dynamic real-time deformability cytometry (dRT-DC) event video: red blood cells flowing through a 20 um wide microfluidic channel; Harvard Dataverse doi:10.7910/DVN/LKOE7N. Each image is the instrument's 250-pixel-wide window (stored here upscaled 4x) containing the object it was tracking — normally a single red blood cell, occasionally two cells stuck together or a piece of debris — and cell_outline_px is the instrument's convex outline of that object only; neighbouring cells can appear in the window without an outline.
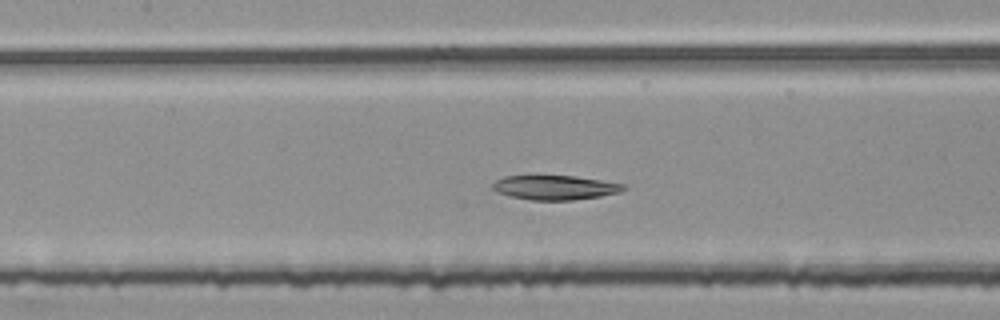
{"species": "common noctule bat (a hibernating species)", "species_latin": "Nyctalus noctula", "temperature_condition": "room temperature", "stored_images_in_passage": 37, "camera_frame_rate_fps": 3000, "um_per_image_px": 0.085, "animal": {"sex": "female", "body_mass_g": 25.1}, "frame": {"image": 1, "passage_image": 10, "time_ms": 3.0, "image_size_px": [1000, 320], "cell_outline_px": [[628, 188], [620, 192], [600, 196], [572, 200], [532, 200], [512, 196], [496, 192], [492, 188], [492, 184], [496, 180], [504, 176], [532, 172], [536, 172], [576, 176], [628, 184]], "centroid_in_image_um": [47.15, 15.87], "position_along_channel_um": 160.3, "area_um2": 19.77}}
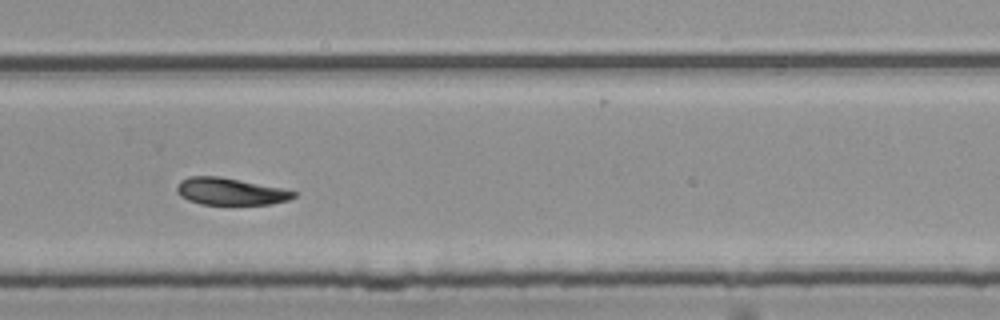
{"frame": {"image": 2, "passage_image": 22, "time_ms": 7.0, "image_size_px": [1000, 320], "cell_outline_px": [[296, 196], [288, 200], [272, 204], [200, 204], [188, 200], [180, 196], [176, 192], [176, 188], [180, 180], [188, 176], [220, 176], [280, 188], [296, 192]], "centroid_in_image_um": [19.53, 16.27], "position_along_channel_um": 310.3, "area_um2": 18.32}}
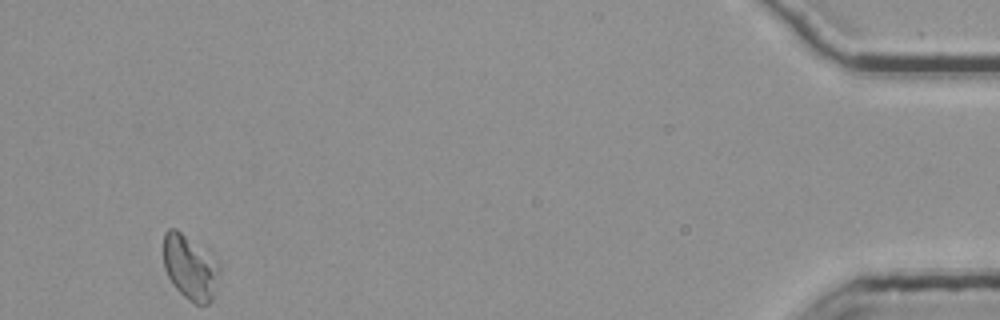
{"frame": {"image": 3, "passage_image": 37, "time_ms": 12.0, "image_size_px": [1000, 320], "cell_outline_px": [[220, 272], [212, 300], [208, 304], [196, 304], [188, 300], [172, 284], [164, 268], [164, 232], [168, 228], [176, 228], [216, 260], [220, 264]], "centroid_in_image_um": [16.15, 22.74], "position_along_channel_um": 419.1, "area_um2": 20.87}}